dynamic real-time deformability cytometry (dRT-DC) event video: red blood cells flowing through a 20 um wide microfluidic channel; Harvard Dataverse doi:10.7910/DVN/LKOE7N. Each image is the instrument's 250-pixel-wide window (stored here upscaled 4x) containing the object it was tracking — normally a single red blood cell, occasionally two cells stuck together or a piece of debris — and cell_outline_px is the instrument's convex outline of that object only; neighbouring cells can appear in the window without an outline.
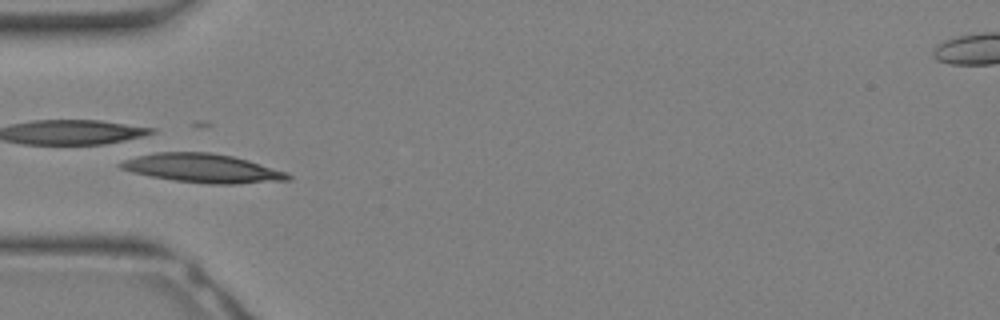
{"species": "Egyptian fruit bat (a non-hibernating species)", "species_latin": "Rousettus aegyptiacus", "temperature_condition": "warm", "stored_images_in_passage": 31, "camera_frame_rate_fps": 3000, "um_per_image_px": 0.085, "animal": {"sex": "female"}, "frame": {"image": 1, "passage_image": 9, "time_ms": 2.667, "image_size_px": [1000, 320], "cell_outline_px": [[292, 180], [236, 184], [208, 184], [176, 180], [152, 176], [132, 172], [120, 168], [116, 164], [124, 160], [136, 156], [156, 152], [212, 152], [232, 156], [248, 160], [288, 172], [292, 176]], "centroid_in_image_um": [17.26, 14.3], "position_along_channel_um": 67.7, "area_um2": 28.15}}
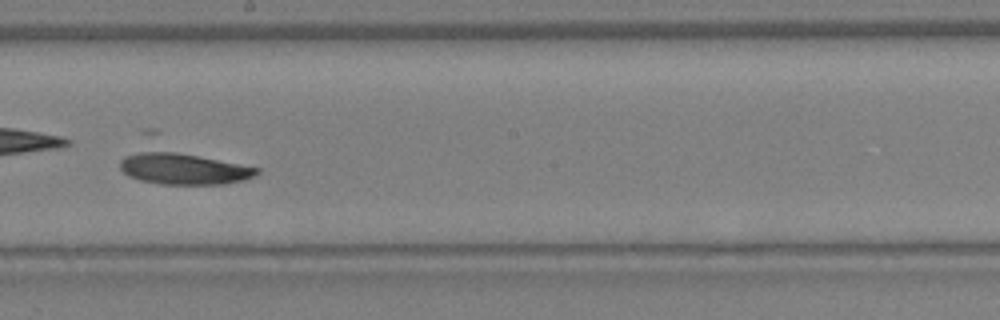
{"frame": {"image": 2, "passage_image": 17, "time_ms": 5.333, "image_size_px": [1000, 320], "cell_outline_px": [[260, 172], [256, 176], [244, 180], [224, 184], [164, 184], [140, 180], [128, 176], [120, 168], [120, 160], [140, 132], [144, 128], [156, 128], [260, 168]], "centroid_in_image_um": [15.35, 13.73], "position_along_channel_um": 232.8, "area_um2": 36.3}}
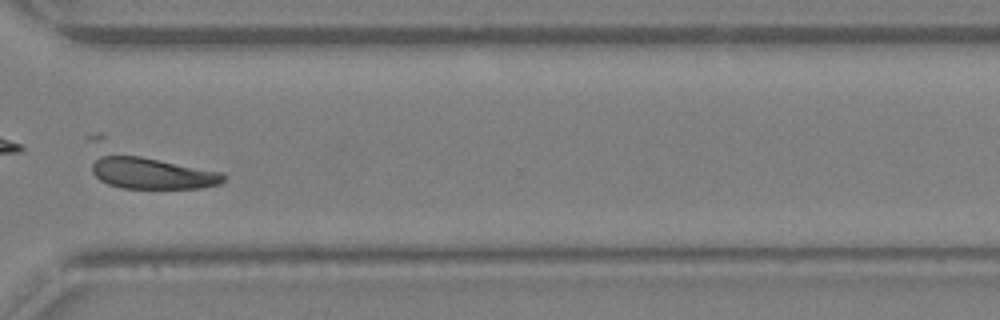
{"frame": {"image": 3, "passage_image": 23, "time_ms": 7.333, "image_size_px": [1000, 320], "cell_outline_px": [[224, 180], [220, 184], [200, 188], [120, 188], [108, 184], [100, 180], [92, 172], [92, 164], [100, 152], [104, 152], [140, 156], [224, 172]], "centroid_in_image_um": [12.87, 14.7], "position_along_channel_um": 357.7, "area_um2": 24.51}}